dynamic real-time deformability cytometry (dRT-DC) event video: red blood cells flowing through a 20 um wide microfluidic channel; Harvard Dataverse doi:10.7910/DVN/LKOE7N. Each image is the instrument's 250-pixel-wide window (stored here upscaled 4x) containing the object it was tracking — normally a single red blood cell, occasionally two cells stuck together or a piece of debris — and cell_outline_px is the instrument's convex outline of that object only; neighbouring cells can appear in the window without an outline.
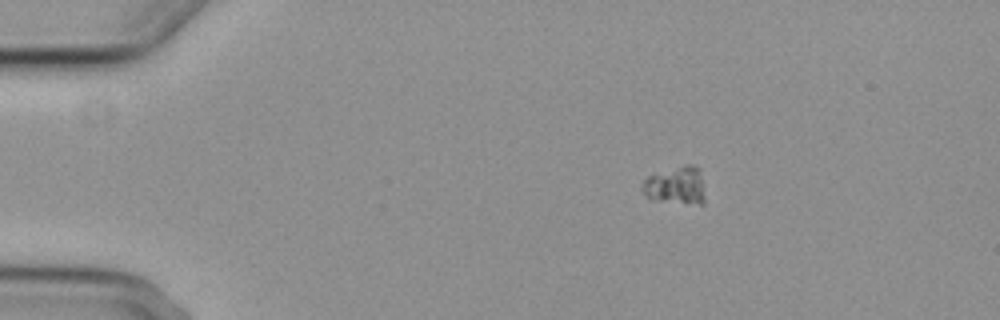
{"species": "common noctule bat (a hibernating species)", "species_latin": "Nyctalus noctula", "temperature_condition": "cold", "stored_images_in_passage": 3, "camera_frame_rate_fps": 3000, "um_per_image_px": 0.085, "animal": {"sex": "female", "body_mass_g": 29.2, "forearm_length_mm": 56.3}, "frame": {"image": 1, "passage_image": 1, "time_ms": 0.0, "image_size_px": [1000, 320], "cell_outline_px": [[704, 204], [700, 204], [660, 200], [648, 196], [644, 192], [644, 180], [648, 176], [688, 164], [692, 164], [700, 168], [704, 196]], "centroid_in_image_um": [57.52, 15.74], "position_along_channel_um": 27.5, "area_um2": 13.18}}